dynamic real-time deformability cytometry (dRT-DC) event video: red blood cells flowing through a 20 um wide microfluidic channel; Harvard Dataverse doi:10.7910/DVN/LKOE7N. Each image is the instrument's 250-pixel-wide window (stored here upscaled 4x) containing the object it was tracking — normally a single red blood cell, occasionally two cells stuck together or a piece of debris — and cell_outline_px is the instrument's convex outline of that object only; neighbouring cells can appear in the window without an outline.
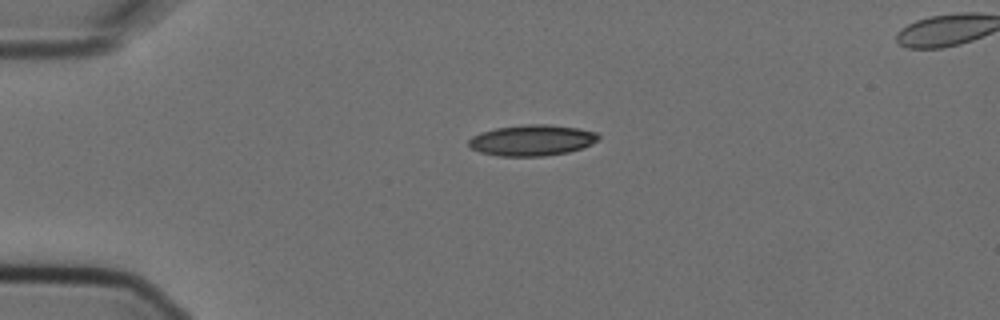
{"species": "Egyptian fruit bat (a non-hibernating species)", "species_latin": "Rousettus aegyptiacus", "temperature_condition": "cold", "stored_images_in_passage": 3, "segment_of_instrument_passage": [1, 2], "camera_frame_rate_fps": 3000, "um_per_image_px": 0.085, "animal": {"sex": "female"}, "frame": {"image": 1, "passage_image": 1, "time_ms": 0.0, "image_size_px": [1000, 320], "cell_outline_px": [[600, 136], [592, 144], [568, 152], [544, 156], [500, 156], [480, 152], [472, 148], [468, 144], [468, 140], [472, 136], [480, 132], [496, 128], [524, 124], [548, 124], [580, 128], [596, 132]], "centroid_in_image_um": [45.21, 11.91], "position_along_channel_um": 39.8, "area_um2": 23.41}}